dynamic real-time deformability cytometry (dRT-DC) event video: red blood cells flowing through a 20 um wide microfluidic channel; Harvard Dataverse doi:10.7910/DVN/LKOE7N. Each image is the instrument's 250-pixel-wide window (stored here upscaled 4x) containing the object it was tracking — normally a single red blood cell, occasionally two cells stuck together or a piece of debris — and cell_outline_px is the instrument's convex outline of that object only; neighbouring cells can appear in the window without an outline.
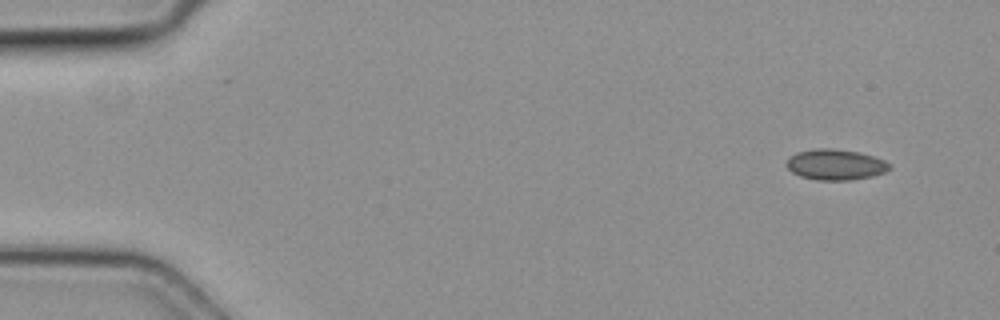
{"species": "common noctule bat (a hibernating species)", "species_latin": "Nyctalus noctula", "temperature_condition": "cold", "stored_images_in_passage": 5, "camera_frame_rate_fps": 3000, "um_per_image_px": 0.085, "animal": {"sex": "female", "body_mass_g": 19.3, "forearm_length_mm": 54.1}, "frame": {"image": 1, "passage_image": 1, "time_ms": 0.0, "image_size_px": [1000, 320], "cell_outline_px": [[892, 168], [884, 172], [872, 176], [848, 180], [816, 180], [800, 176], [792, 172], [784, 164], [796, 152], [816, 148], [832, 148], [860, 152], [884, 160], [892, 164]], "centroid_in_image_um": [71.02, 13.99], "position_along_channel_um": 14.0, "area_um2": 18.5}}
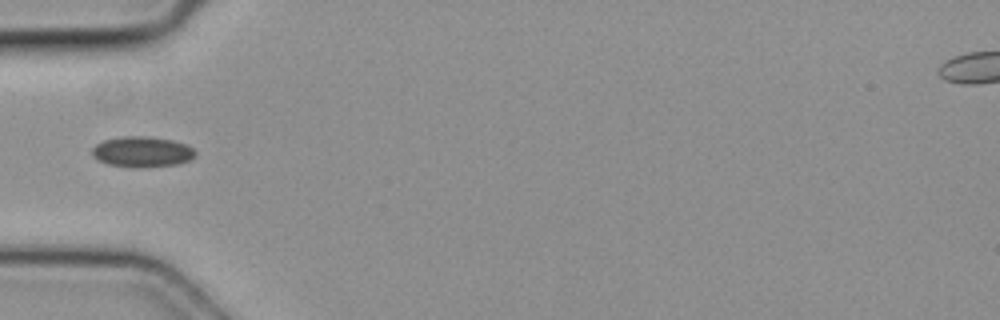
{"frame": {"image": 2, "passage_image": 4, "time_ms": 1.0, "image_size_px": [1000, 320], "cell_outline_px": [[196, 156], [192, 160], [176, 164], [140, 168], [132, 168], [108, 164], [96, 160], [92, 156], [92, 148], [96, 144], [104, 140], [124, 136], [148, 136], [172, 140], [188, 144], [196, 152]], "centroid_in_image_um": [12.09, 12.91], "position_along_channel_um": 72.9, "area_um2": 18.73}}
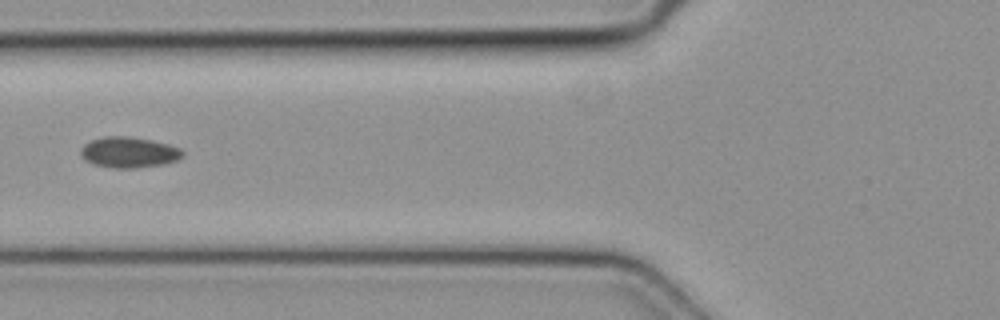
{"frame": {"image": 3, "passage_image": 5, "time_ms": 1.333, "image_size_px": [1000, 320], "cell_outline_px": [[184, 156], [176, 160], [164, 164], [132, 168], [112, 168], [92, 164], [84, 160], [80, 152], [80, 148], [84, 144], [92, 140], [104, 136], [128, 136], [152, 140], [168, 144], [180, 148], [184, 152]], "centroid_in_image_um": [10.94, 12.94], "position_along_channel_um": 114.9, "area_um2": 18.38}}